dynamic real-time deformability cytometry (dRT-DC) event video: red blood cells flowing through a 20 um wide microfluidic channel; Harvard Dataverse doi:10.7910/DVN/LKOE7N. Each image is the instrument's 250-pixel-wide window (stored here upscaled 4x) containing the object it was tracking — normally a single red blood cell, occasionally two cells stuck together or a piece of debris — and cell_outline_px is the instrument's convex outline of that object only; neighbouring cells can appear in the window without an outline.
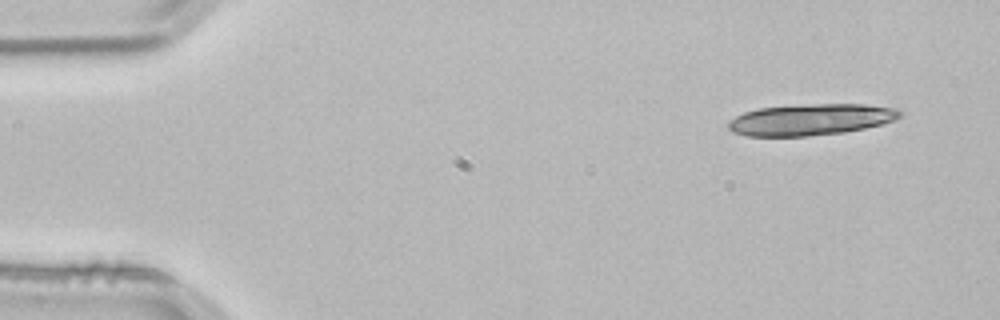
{"species": "common noctule bat (a hibernating species)", "species_latin": "Nyctalus noctula", "temperature_condition": "room temperature", "stored_images_in_passage": 15, "camera_frame_rate_fps": 3000, "um_per_image_px": 0.085, "animal": {"sex": "male", "body_mass_g": 21.5, "forearm_length_mm": 52.0}, "frame": {"image": 1, "passage_image": 1, "time_ms": 0.0, "image_size_px": [1000, 320], "cell_outline_px": [[904, 112], [900, 116], [892, 120], [880, 124], [864, 128], [844, 132], [808, 136], [744, 136], [732, 132], [728, 128], [728, 120], [744, 112], [760, 108], [816, 104], [864, 104], [896, 108]], "centroid_in_image_um": [68.88, 10.17], "position_along_channel_um": 16.1, "area_um2": 31.21}}